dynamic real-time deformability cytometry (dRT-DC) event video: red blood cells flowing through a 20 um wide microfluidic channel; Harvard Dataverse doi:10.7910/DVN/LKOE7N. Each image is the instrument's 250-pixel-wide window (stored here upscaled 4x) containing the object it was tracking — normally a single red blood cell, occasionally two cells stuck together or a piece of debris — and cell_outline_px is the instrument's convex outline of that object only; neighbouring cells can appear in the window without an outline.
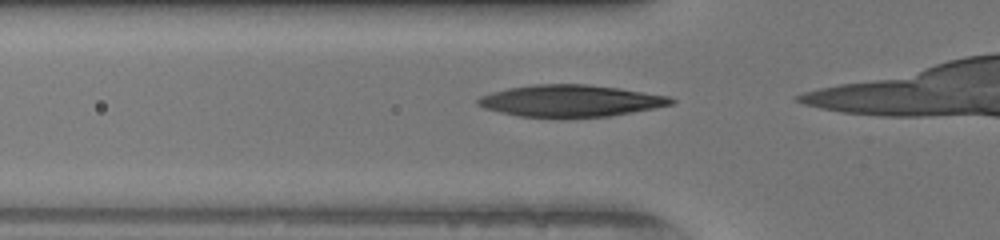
{"species": "human", "species_latin": "Homo sapiens", "temperature_condition": "warm", "stored_images_in_passage": 11, "camera_frame_rate_fps": 3000, "um_per_image_px": 0.085, "donor": {"sex": "female"}, "frame": {"image": 1, "passage_image": 3, "time_ms": 0.667, "image_size_px": [1000, 240], "cell_outline_px": [[676, 100], [672, 104], [632, 112], [608, 116], [560, 120], [516, 116], [484, 108], [476, 104], [476, 100], [480, 96], [492, 92], [508, 88], [532, 84], [588, 84], [620, 88], [668, 96]], "centroid_in_image_um": [48.43, 8.6], "position_along_channel_um": 77.4, "area_um2": 36.65}}
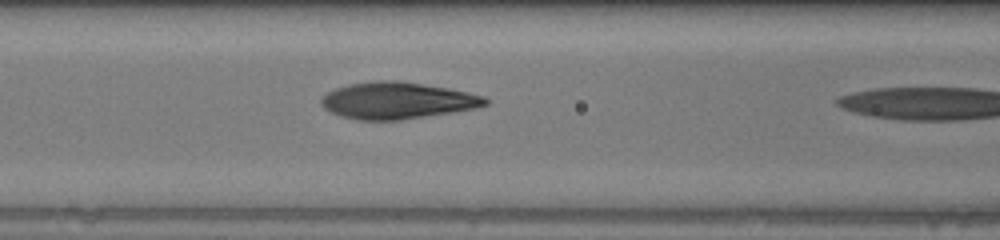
{"frame": {"image": 2, "passage_image": 7, "time_ms": 2.0, "image_size_px": [1000, 240], "cell_outline_px": [[488, 104], [476, 108], [452, 112], [400, 120], [356, 120], [340, 116], [324, 108], [320, 104], [320, 100], [328, 92], [336, 88], [348, 84], [376, 80], [400, 80], [448, 88], [484, 96], [488, 100]], "centroid_in_image_um": [33.74, 8.54], "position_along_channel_um": 132.9, "area_um2": 35.08}}
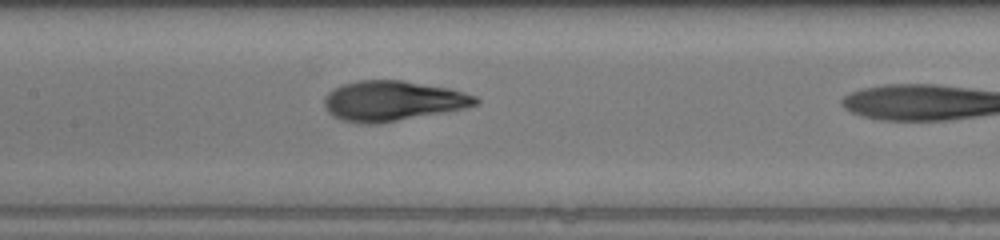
{"frame": {"image": 3, "passage_image": 10, "time_ms": 3.0, "image_size_px": [1000, 240], "cell_outline_px": [[480, 104], [464, 108], [380, 124], [360, 124], [344, 120], [332, 116], [324, 108], [324, 96], [328, 92], [344, 84], [356, 80], [400, 80], [448, 88], [464, 92], [476, 96], [480, 100]], "centroid_in_image_um": [33.36, 8.58], "position_along_channel_um": 174.0, "area_um2": 35.43}}